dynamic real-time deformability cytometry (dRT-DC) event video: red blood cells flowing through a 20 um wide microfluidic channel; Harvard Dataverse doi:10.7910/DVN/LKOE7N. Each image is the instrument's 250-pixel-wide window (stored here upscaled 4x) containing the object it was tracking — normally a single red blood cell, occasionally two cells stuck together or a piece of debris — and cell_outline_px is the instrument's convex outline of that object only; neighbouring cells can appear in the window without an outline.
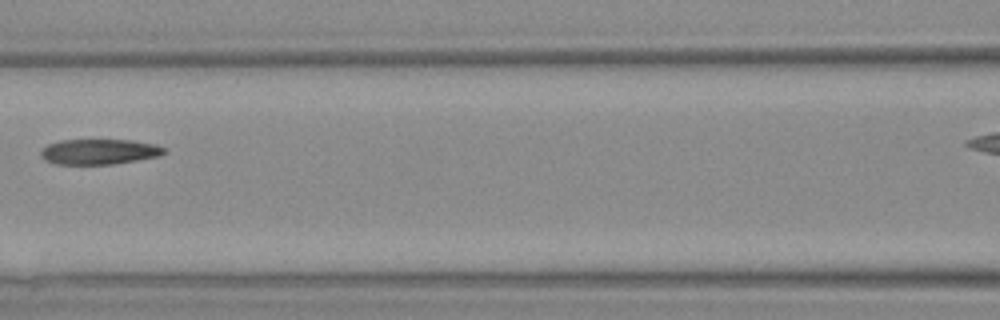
{"species": "Egyptian fruit bat (a non-hibernating species)", "species_latin": "Rousettus aegyptiacus", "temperature_condition": "warm", "stored_images_in_passage": 5, "camera_frame_rate_fps": 3000, "um_per_image_px": 0.085, "animal": {"sex": "female"}, "frame": {"image": 1, "passage_image": 5, "time_ms": 6.0, "image_size_px": [1000, 320], "cell_outline_px": [[168, 152], [160, 156], [112, 164], [56, 164], [44, 160], [40, 156], [40, 152], [48, 144], [60, 140], [132, 140], [156, 144], [164, 148]], "centroid_in_image_um": [8.44, 12.89], "position_along_channel_um": 158.2, "area_um2": 18.26}}